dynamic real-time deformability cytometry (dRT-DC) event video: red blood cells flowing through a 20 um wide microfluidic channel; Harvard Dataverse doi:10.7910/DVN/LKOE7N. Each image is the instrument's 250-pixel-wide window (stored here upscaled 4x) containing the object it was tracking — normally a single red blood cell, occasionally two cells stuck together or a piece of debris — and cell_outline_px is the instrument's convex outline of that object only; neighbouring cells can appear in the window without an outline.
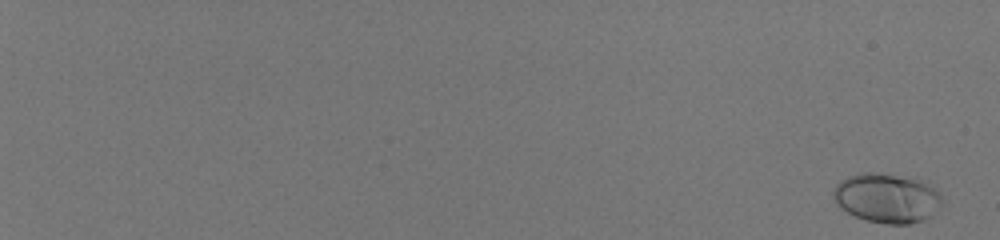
{"species": "human", "species_latin": "Homo sapiens", "temperature_condition": "room temperature", "stored_images_in_passage": 59, "camera_frame_rate_fps": 3000, "um_per_image_px": 0.085, "donor": {"sex": "male"}, "frame": {"image": 1, "passage_image": 2, "time_ms": 0.333, "image_size_px": [1000, 240], "cell_outline_px": [[940, 204], [928, 216], [920, 220], [908, 224], [888, 224], [864, 220], [840, 208], [836, 204], [832, 196], [832, 192], [836, 184], [840, 180], [848, 176], [864, 172], [868, 172], [916, 176], [924, 180], [940, 196]], "centroid_in_image_um": [75.32, 16.8], "position_along_channel_um": 9.7, "area_um2": 31.33}}
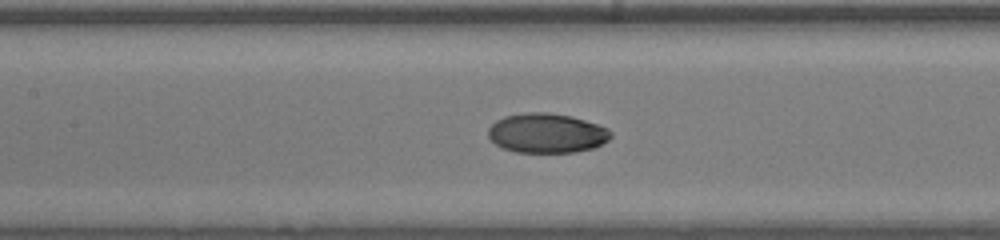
{"frame": {"image": 2, "passage_image": 35, "time_ms": 11.333, "image_size_px": [1000, 240], "cell_outline_px": [[612, 136], [608, 140], [592, 148], [572, 152], [516, 152], [504, 148], [496, 144], [488, 136], [488, 128], [496, 120], [504, 116], [528, 112], [548, 112], [572, 116], [608, 128], [612, 132]], "centroid_in_image_um": [46.46, 11.3], "position_along_channel_um": 160.9, "area_um2": 28.15}}
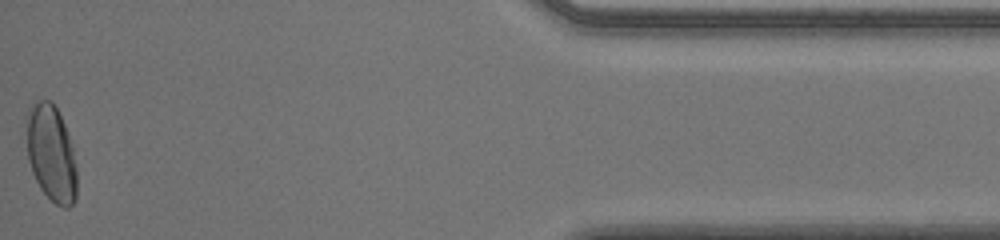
{"frame": {"image": 3, "passage_image": 59, "time_ms": 19.333, "image_size_px": [1000, 240], "cell_outline_px": [[76, 200], [68, 208], [64, 208], [56, 204], [40, 188], [32, 172], [28, 160], [24, 120], [32, 104], [40, 100], [52, 100], [68, 132], [72, 148], [76, 168]], "centroid_in_image_um": [4.32, 13.01], "position_along_channel_um": 430.9, "area_um2": 28.55}, "authors_computed_cell_mechanics": {"area_um2": 27.9752, "velocity_mm_per_s": 4.0343, "shape_relaxation_time_tau1_ms": 3.3651, "shape_relaxation_time_tau2_ms": null, "deformation_change_tau1": 0.1492, "deformation_change_tau2": null}}